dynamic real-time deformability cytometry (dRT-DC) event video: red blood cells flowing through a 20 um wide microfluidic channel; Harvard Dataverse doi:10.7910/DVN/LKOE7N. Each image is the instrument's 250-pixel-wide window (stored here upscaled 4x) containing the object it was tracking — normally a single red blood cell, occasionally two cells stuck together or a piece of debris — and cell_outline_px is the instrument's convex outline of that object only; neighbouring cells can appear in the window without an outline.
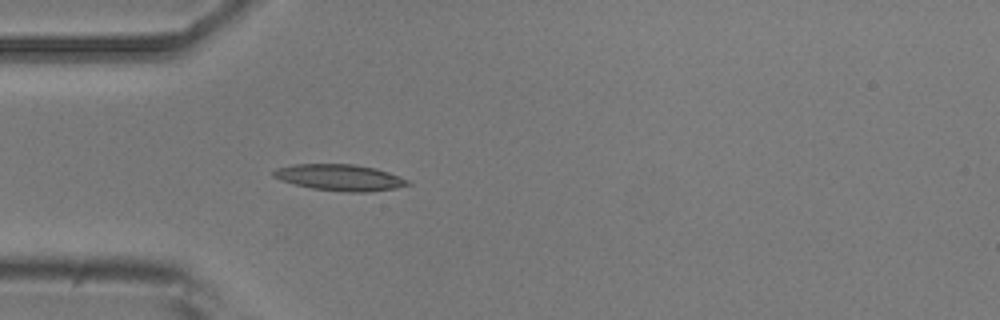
{"species": "common noctule bat (a hibernating species)", "species_latin": "Nyctalus noctula", "temperature_condition": "room temperature", "stored_images_in_passage": 3, "camera_frame_rate_fps": 3000, "um_per_image_px": 0.085, "animal": {"sex": "male", "body_mass_g": 20.5, "forearm_length_mm": 52.5}, "frame": {"image": 1, "passage_image": 3, "time_ms": 3.0, "image_size_px": [1000, 320], "cell_outline_px": [[412, 184], [396, 188], [368, 192], [348, 192], [312, 188], [280, 180], [272, 176], [272, 172], [276, 168], [292, 164], [352, 164], [376, 168], [412, 180]], "centroid_in_image_um": [28.92, 15.08], "position_along_channel_um": 56.1, "area_um2": 20.69}}